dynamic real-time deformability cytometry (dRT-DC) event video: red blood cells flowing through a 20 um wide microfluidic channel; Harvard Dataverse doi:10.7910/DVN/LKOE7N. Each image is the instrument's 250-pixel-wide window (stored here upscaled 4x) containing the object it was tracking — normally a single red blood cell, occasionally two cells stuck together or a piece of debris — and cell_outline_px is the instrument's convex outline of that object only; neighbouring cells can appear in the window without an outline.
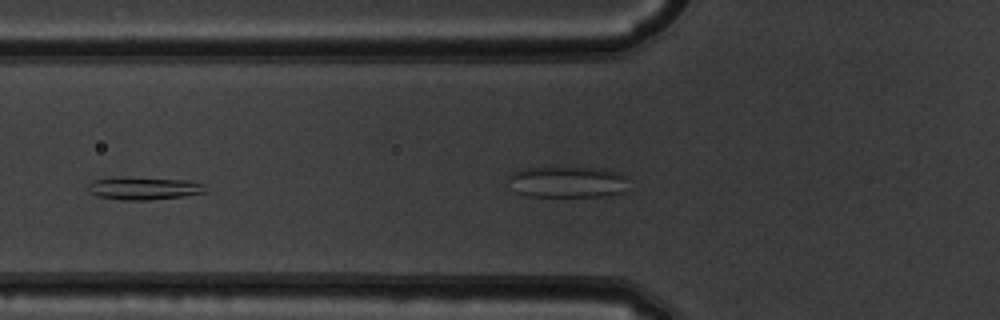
{"species": "common noctule bat (a hibernating species)", "species_latin": "Nyctalus noctula", "temperature_condition": "warm", "stored_images_in_passage": 40, "camera_frame_rate_fps": 3000, "um_per_image_px": 0.085, "animal": {"sex": "male", "body_mass_g": 19.5, "forearm_length_mm": 54.6}, "frame": {"image": 1, "passage_image": 7, "time_ms": 2.0, "image_size_px": [1000, 320], "cell_outline_px": [[208, 192], [184, 196], [148, 200], [124, 200], [96, 196], [88, 192], [88, 184], [92, 180], [112, 176], [120, 176], [188, 180], [204, 184]], "centroid_in_image_um": [12.19, 15.99], "position_along_channel_um": 113.6, "area_um2": 16.01}}